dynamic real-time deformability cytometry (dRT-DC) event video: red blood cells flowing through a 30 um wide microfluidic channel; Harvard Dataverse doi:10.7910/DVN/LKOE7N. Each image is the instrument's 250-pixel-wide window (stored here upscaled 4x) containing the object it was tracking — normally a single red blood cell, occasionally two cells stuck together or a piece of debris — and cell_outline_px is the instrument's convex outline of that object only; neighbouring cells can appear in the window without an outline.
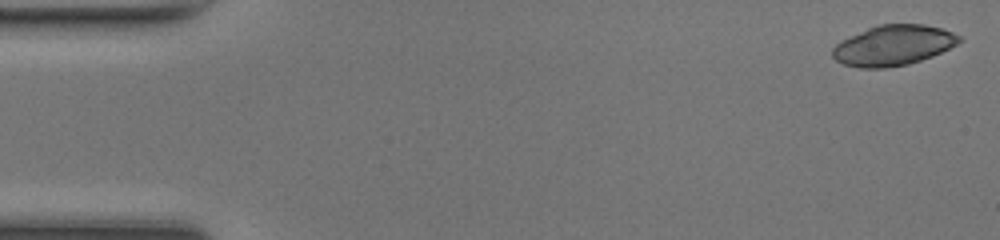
{"species": "common noctule bat (a hibernating species)", "species_latin": "Nyctalus noctula", "temperature_condition": "room temperature", "stored_images_in_passage": 47, "camera_frame_rate_fps": 3000, "um_per_image_px": 0.085, "animal": {"sex": "female", "body_mass_g": 17.0, "forearm_length_mm": 48.0}, "frame": {"image": 1, "passage_image": 1, "time_ms": 0.0, "image_size_px": [1000, 240], "cell_outline_px": [[964, 40], [932, 56], [908, 64], [884, 68], [860, 68], [844, 64], [836, 60], [832, 56], [832, 48], [836, 44], [876, 24], [924, 24], [940, 28], [952, 32], [960, 36]], "centroid_in_image_um": [75.93, 3.85], "position_along_channel_um": 9.1, "area_um2": 29.48}}